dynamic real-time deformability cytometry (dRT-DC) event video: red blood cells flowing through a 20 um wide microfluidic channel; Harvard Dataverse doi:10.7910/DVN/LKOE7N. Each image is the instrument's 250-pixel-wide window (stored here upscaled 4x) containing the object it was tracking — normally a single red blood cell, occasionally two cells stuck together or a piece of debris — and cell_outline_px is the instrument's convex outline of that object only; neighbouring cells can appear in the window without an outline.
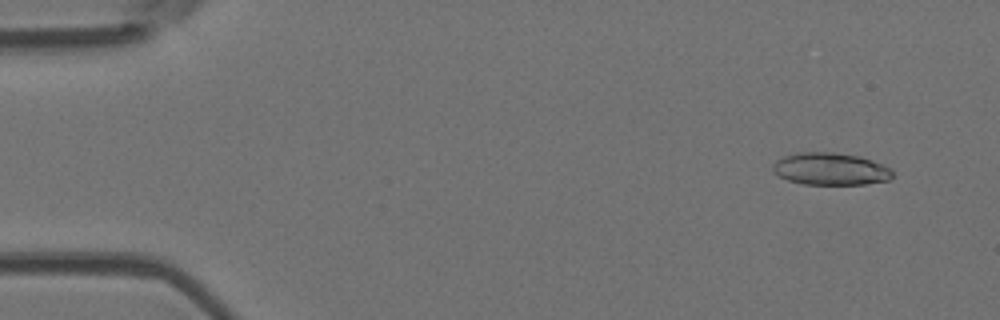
{"species": "Egyptian fruit bat (a non-hibernating species)", "species_latin": "Rousettus aegyptiacus", "temperature_condition": "room temperature", "stored_images_in_passage": 53, "camera_frame_rate_fps": 3000, "um_per_image_px": 0.085, "animal": {"sex": "female"}, "frame": {"image": 1, "passage_image": 3, "time_ms": 0.667, "image_size_px": [1000, 320], "cell_outline_px": [[892, 176], [888, 180], [864, 184], [804, 184], [788, 180], [780, 176], [772, 168], [772, 164], [776, 160], [784, 156], [796, 152], [832, 152], [860, 156], [872, 160], [892, 168]], "centroid_in_image_um": [70.59, 14.35], "position_along_channel_um": 14.4, "area_um2": 22.48}}
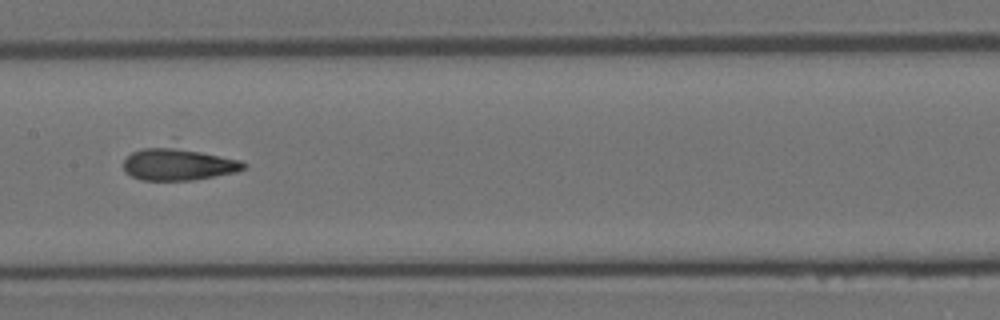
{"frame": {"image": 2, "passage_image": 26, "time_ms": 8.333, "image_size_px": [1000, 320], "cell_outline_px": [[248, 164], [244, 168], [236, 172], [192, 180], [140, 180], [132, 176], [124, 168], [124, 160], [132, 152], [172, 136], [240, 160]], "centroid_in_image_um": [15.22, 13.75], "position_along_channel_um": 192.2, "area_um2": 25.72}}
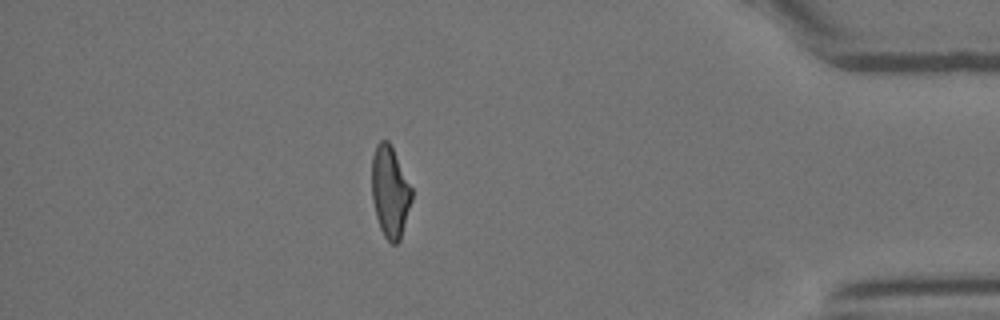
{"frame": {"image": 3, "passage_image": 46, "time_ms": 15.0, "image_size_px": [1000, 320], "cell_outline_px": [[412, 200], [400, 240], [396, 244], [392, 244], [384, 236], [380, 228], [376, 216], [372, 200], [372, 156], [376, 144], [380, 140], [388, 140], [412, 188]], "centroid_in_image_um": [33.14, 16.31], "position_along_channel_um": 402.1, "area_um2": 21.15}}